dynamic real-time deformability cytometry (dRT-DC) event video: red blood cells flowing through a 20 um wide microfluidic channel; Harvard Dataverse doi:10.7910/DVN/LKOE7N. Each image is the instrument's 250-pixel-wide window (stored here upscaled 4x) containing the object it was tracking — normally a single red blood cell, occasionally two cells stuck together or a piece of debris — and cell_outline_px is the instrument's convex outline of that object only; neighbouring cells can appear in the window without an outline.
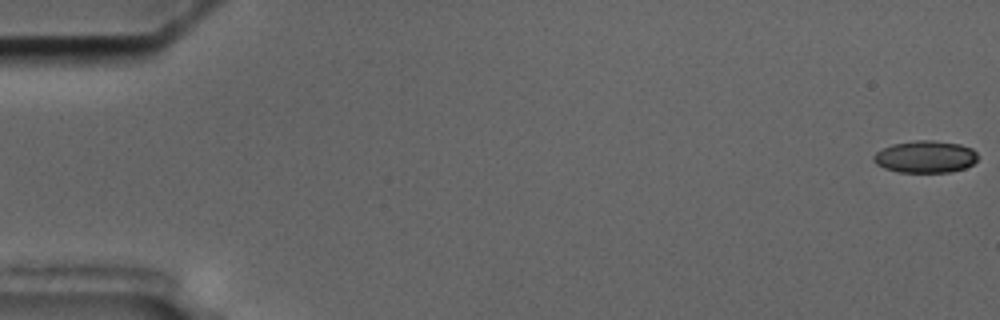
{"species": "common noctule bat (a hibernating species)", "species_latin": "Nyctalus noctula", "temperature_condition": "cold", "stored_images_in_passage": 58, "camera_frame_rate_fps": 3000, "um_per_image_px": 0.085, "animal": {"sex": "male", "body_mass_g": 17.5, "forearm_length_mm": 52.3}, "frame": {"image": 1, "passage_image": 1, "time_ms": 0.0, "image_size_px": [1000, 320], "cell_outline_px": [[976, 160], [972, 164], [964, 168], [952, 172], [896, 172], [884, 168], [876, 164], [872, 160], [872, 156], [876, 152], [892, 144], [916, 140], [932, 140], [960, 144], [972, 148], [976, 152]], "centroid_in_image_um": [78.62, 13.33], "position_along_channel_um": 6.4, "area_um2": 19.54}}
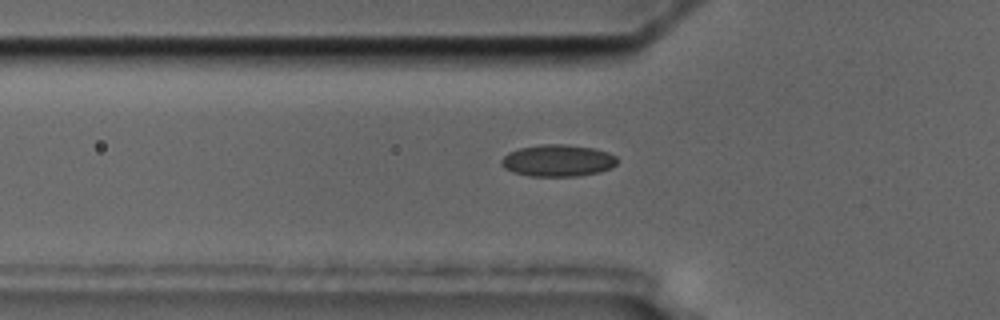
{"frame": {"image": 2, "passage_image": 20, "time_ms": 6.333, "image_size_px": [1000, 320], "cell_outline_px": [[616, 164], [600, 172], [576, 176], [532, 176], [516, 172], [504, 168], [500, 164], [500, 160], [508, 152], [520, 148], [540, 144], [564, 144], [596, 148], [608, 152], [616, 156]], "centroid_in_image_um": [47.4, 13.63], "position_along_channel_um": 78.4, "area_um2": 21.44}}
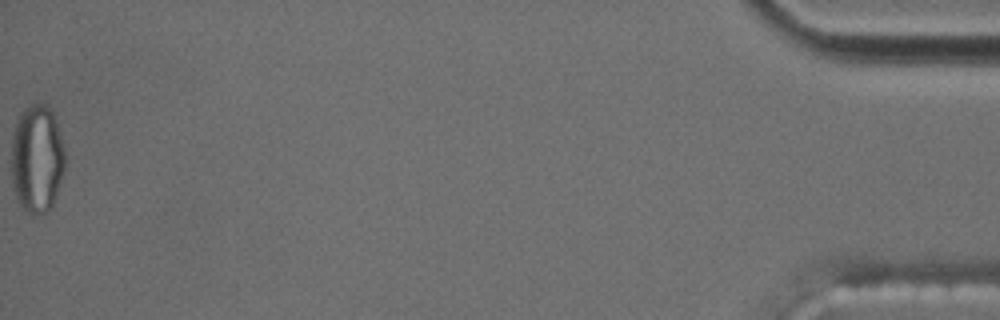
{"frame": {"image": 3, "passage_image": 58, "time_ms": 19.0, "image_size_px": [1000, 320], "cell_outline_px": [[64, 168], [52, 204], [44, 212], [28, 212], [16, 200], [12, 184], [12, 136], [16, 120], [20, 112], [24, 108], [32, 104], [44, 104], [52, 112], [64, 148]], "centroid_in_image_um": [3.1, 13.45], "position_along_channel_um": 432.1, "area_um2": 33.18}, "authors_computed_cell_mechanics": {"area_um2": 20.1722, "velocity_mm_per_s": 3.5611, "shape_relaxation_time_tau1_ms": null, "shape_relaxation_time_tau2_ms": 2.3616, "deformation_change_tau1": null, "deformation_change_tau2": 0.079}}